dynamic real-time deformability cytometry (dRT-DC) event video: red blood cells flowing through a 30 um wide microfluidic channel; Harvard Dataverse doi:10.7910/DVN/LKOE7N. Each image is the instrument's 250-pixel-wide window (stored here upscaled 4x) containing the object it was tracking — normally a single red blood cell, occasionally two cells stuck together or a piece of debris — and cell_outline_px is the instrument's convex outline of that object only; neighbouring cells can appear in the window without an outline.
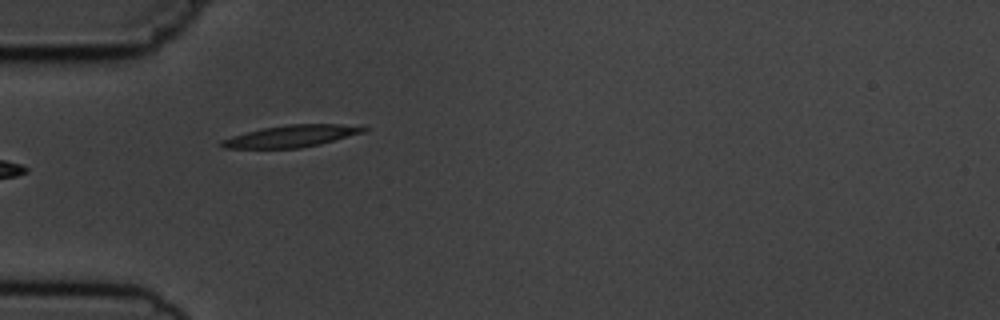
{"species": "common noctule bat (a hibernating species)", "species_latin": "Nyctalus noctula", "temperature_condition": "cold", "stored_images_in_passage": 16, "camera_frame_rate_fps": 3000, "um_per_image_px": 0.085, "animal": {"sex": "male", "body_mass_g": 19.5, "forearm_length_mm": 54.6}, "frame": {"image": 1, "passage_image": 6, "time_ms": 6.667, "image_size_px": [1000, 320], "cell_outline_px": [[368, 128], [364, 132], [320, 144], [300, 148], [220, 148], [216, 144], [220, 140], [232, 136], [264, 128], [288, 124], [340, 124]], "centroid_in_image_um": [24.69, 11.58], "position_along_channel_um": 60.3, "area_um2": 17.98}}
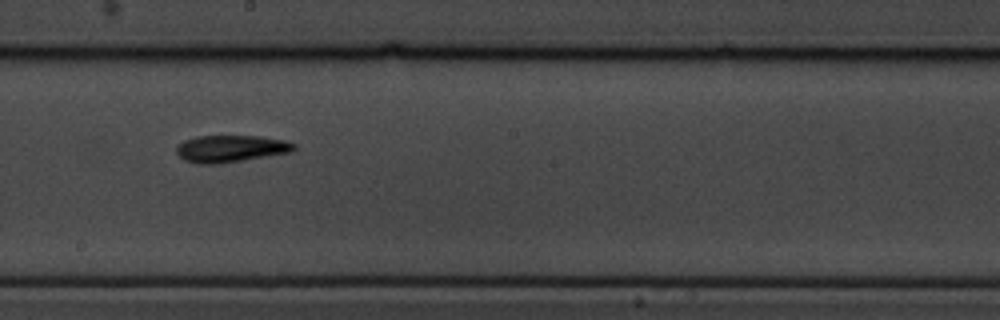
{"frame": {"image": 2, "passage_image": 10, "time_ms": 11.333, "image_size_px": [1000, 320], "cell_outline_px": [[296, 148], [292, 152], [216, 164], [196, 164], [184, 160], [176, 152], [176, 144], [184, 140], [196, 136], [260, 136], [284, 140], [296, 144]], "centroid_in_image_um": [19.58, 12.63], "position_along_channel_um": 228.6, "area_um2": 18.55}}
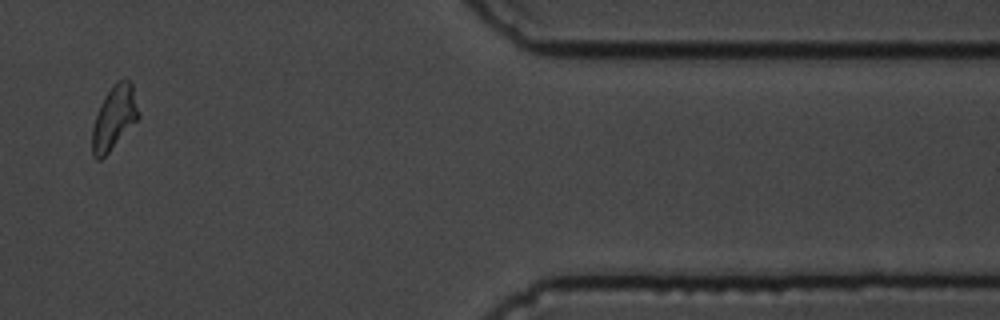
{"frame": {"image": 3, "passage_image": 14, "time_ms": 17.0, "image_size_px": [1000, 320], "cell_outline_px": [[140, 116], [108, 152], [100, 160], [96, 160], [92, 156], [92, 128], [100, 104], [104, 96], [116, 80], [124, 76], [132, 84], [140, 112]], "centroid_in_image_um": [9.7, 9.95], "position_along_channel_um": 401.7, "area_um2": 17.17}, "authors_computed_cell_mechanics": {"area_um2": 17.2533, "velocity_mm_per_s": 3.7002, "shape_relaxation_time_tau1_ms": 9.3773, "shape_relaxation_time_tau2_ms": 5.502, "deformation_change_tau1": 0.2432, "deformation_change_tau2": 0.1189}}